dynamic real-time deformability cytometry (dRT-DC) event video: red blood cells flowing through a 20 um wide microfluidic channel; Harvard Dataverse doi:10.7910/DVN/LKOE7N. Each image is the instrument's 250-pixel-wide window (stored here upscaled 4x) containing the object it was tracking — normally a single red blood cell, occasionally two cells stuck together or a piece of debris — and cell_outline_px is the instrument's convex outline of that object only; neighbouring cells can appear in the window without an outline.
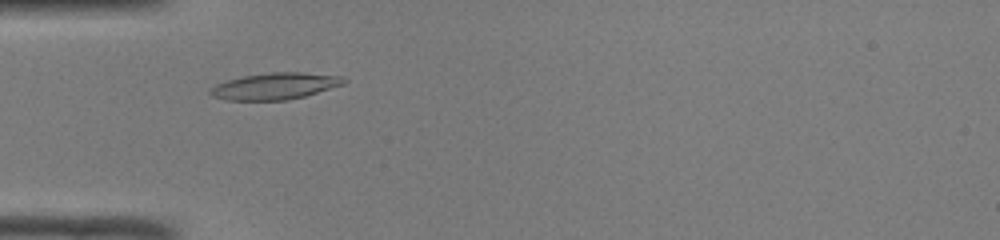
{"species": "common noctule bat (a hibernating species)", "species_latin": "Nyctalus noctula", "temperature_condition": "room temperature", "stored_images_in_passage": 42, "camera_frame_rate_fps": 3000, "um_per_image_px": 0.085, "animal": {"sex": "male", "body_mass_g": 19.0, "forearm_length_mm": 50.8}, "frame": {"image": 1, "passage_image": 8, "time_ms": 2.333, "image_size_px": [1000, 240], "cell_outline_px": [[348, 80], [344, 84], [304, 96], [288, 100], [228, 100], [212, 96], [208, 92], [216, 84], [228, 80], [244, 76], [268, 72], [304, 72], [340, 76]], "centroid_in_image_um": [23.39, 7.31], "position_along_channel_um": 61.6, "area_um2": 20.58}}
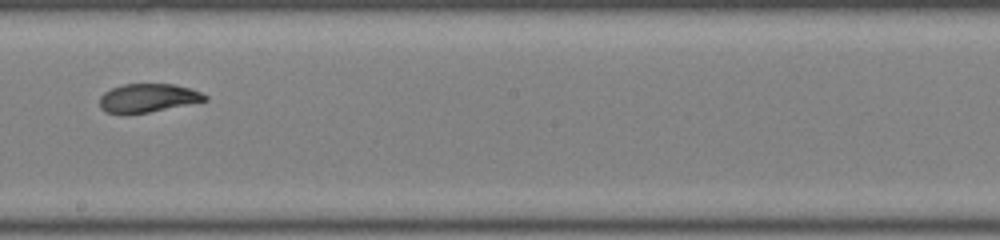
{"frame": {"image": 2, "passage_image": 21, "time_ms": 6.667, "image_size_px": [1000, 240], "cell_outline_px": [[208, 100], [148, 112], [104, 112], [100, 108], [100, 96], [104, 92], [112, 88], [124, 84], [172, 84], [192, 88], [208, 96]], "centroid_in_image_um": [12.59, 8.3], "position_along_channel_um": 235.6, "area_um2": 17.17}}
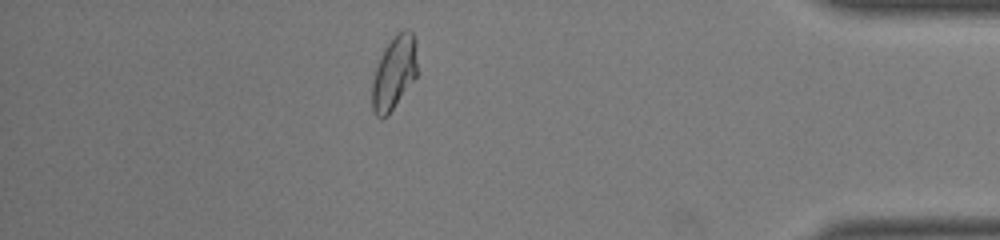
{"frame": {"image": 3, "passage_image": 36, "time_ms": 11.667, "image_size_px": [1000, 240], "cell_outline_px": [[416, 76], [388, 116], [380, 120], [372, 112], [372, 80], [380, 56], [384, 48], [396, 32], [404, 28], [408, 28], [412, 32], [416, 40]], "centroid_in_image_um": [33.48, 6.18], "position_along_channel_um": 401.7, "area_um2": 19.59}, "authors_computed_cell_mechanics": {"area_um2": 19.1318, "velocity_mm_per_s": 4.0826, "shape_relaxation_time_tau1_ms": 7.8539, "shape_relaxation_time_tau2_ms": 1.3163, "deformation_change_tau1": 0.2537, "deformation_change_tau2": 0.0661}}